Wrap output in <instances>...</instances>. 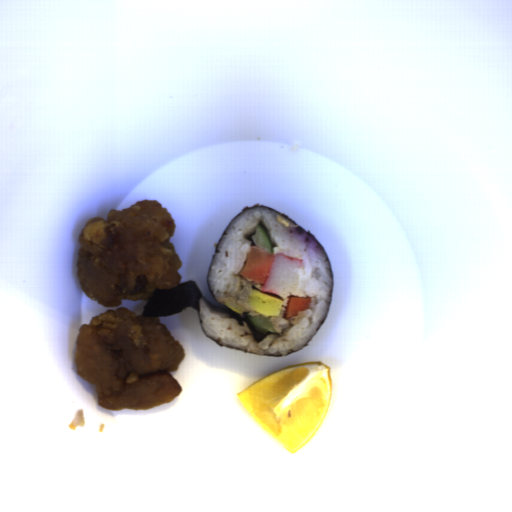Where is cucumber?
<instances>
[{"mask_svg": "<svg viewBox=\"0 0 512 512\" xmlns=\"http://www.w3.org/2000/svg\"><path fill=\"white\" fill-rule=\"evenodd\" d=\"M254 247L267 251L274 256L273 244L263 225H258L256 232L251 236Z\"/></svg>", "mask_w": 512, "mask_h": 512, "instance_id": "cucumber-1", "label": "cucumber"}, {"mask_svg": "<svg viewBox=\"0 0 512 512\" xmlns=\"http://www.w3.org/2000/svg\"><path fill=\"white\" fill-rule=\"evenodd\" d=\"M247 319L251 322L254 330L260 334H272L276 332L274 324L271 318L266 316H247Z\"/></svg>", "mask_w": 512, "mask_h": 512, "instance_id": "cucumber-2", "label": "cucumber"}]
</instances>
